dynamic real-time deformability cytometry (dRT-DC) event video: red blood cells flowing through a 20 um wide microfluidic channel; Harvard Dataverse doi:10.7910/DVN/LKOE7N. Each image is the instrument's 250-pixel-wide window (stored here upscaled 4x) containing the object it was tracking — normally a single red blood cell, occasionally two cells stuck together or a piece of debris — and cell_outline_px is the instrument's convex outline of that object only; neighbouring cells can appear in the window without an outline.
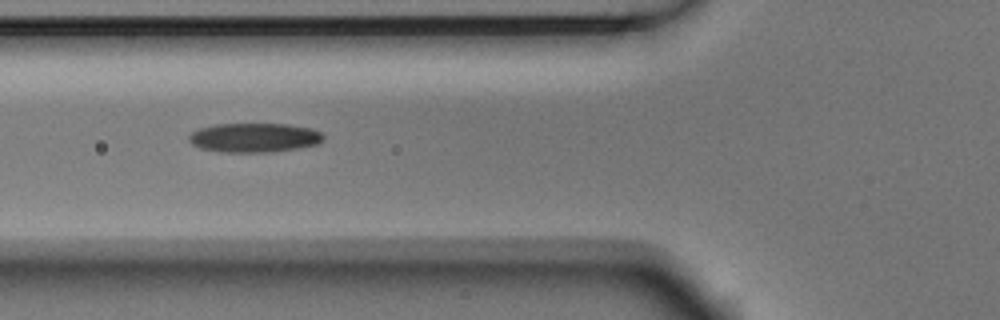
{"species": "Egyptian fruit bat (a non-hibernating species)", "species_latin": "Rousettus aegyptiacus", "temperature_condition": "room temperature", "stored_images_in_passage": 8, "camera_frame_rate_fps": 3000, "um_per_image_px": 0.085, "animal": {"sex": "male"}, "frame": {"image": 1, "passage_image": 4, "time_ms": 1.0, "image_size_px": [1000, 320], "cell_outline_px": [[324, 140], [320, 144], [272, 152], [224, 152], [200, 148], [192, 144], [188, 140], [188, 136], [192, 132], [200, 128], [216, 124], [288, 124], [312, 128], [320, 132], [324, 136]], "centroid_in_image_um": [21.63, 11.7], "position_along_channel_um": 104.2, "area_um2": 23.0}}
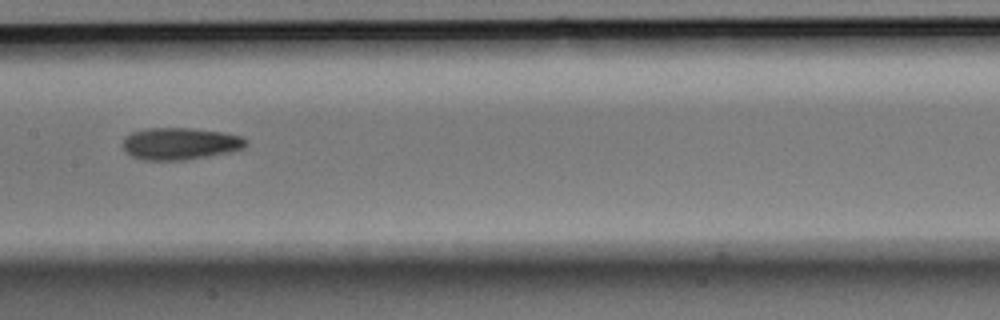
{"frame": {"image": 2, "passage_image": 6, "time_ms": 1.667, "image_size_px": [1000, 320], "cell_outline_px": [[248, 144], [244, 148], [232, 152], [184, 160], [144, 160], [132, 156], [124, 152], [124, 140], [132, 132], [148, 128], [188, 128], [224, 132], [244, 136], [248, 140]], "centroid_in_image_um": [15.38, 12.21], "position_along_channel_um": 192.0, "area_um2": 23.12}}
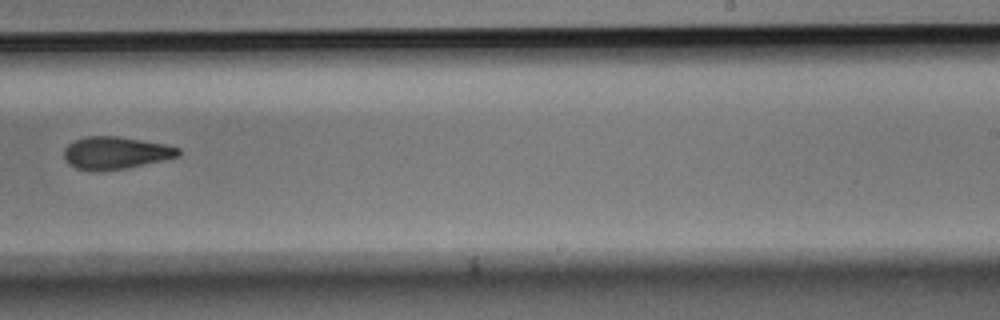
{"frame": {"image": 3, "passage_image": 8, "time_ms": 2.333, "image_size_px": [1000, 320], "cell_outline_px": [[180, 156], [128, 168], [100, 172], [92, 172], [76, 168], [68, 164], [64, 156], [64, 148], [68, 144], [84, 136], [116, 136], [164, 144], [180, 148]], "centroid_in_image_um": [9.79, 13.01], "position_along_channel_um": 279.2, "area_um2": 21.79}}